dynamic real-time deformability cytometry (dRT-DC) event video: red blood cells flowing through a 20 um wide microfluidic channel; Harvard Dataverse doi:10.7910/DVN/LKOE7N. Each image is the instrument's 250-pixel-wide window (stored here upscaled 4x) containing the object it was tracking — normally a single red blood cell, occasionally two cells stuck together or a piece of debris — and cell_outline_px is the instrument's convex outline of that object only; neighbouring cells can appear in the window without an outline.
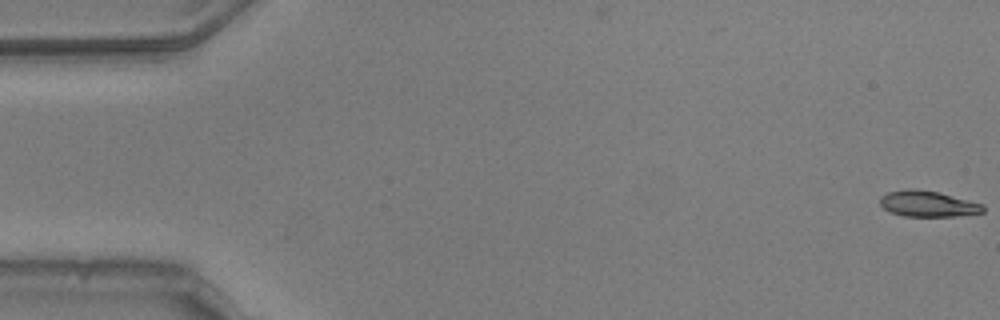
{"species": "common noctule bat (a hibernating species)", "species_latin": "Nyctalus noctula", "temperature_condition": "warm", "stored_images_in_passage": 54, "camera_frame_rate_fps": 3000, "um_per_image_px": 0.085, "animal": {"sex": "male", "body_mass_g": 20.5, "forearm_length_mm": 52.5}, "frame": {"image": 1, "passage_image": 1, "time_ms": 0.0, "image_size_px": [1000, 320], "cell_outline_px": [[984, 212], [956, 216], [904, 216], [892, 212], [884, 208], [880, 204], [880, 196], [888, 192], [908, 188], [912, 188], [940, 192], [984, 204]], "centroid_in_image_um": [78.88, 17.31], "position_along_channel_um": 6.1, "area_um2": 15.61}}
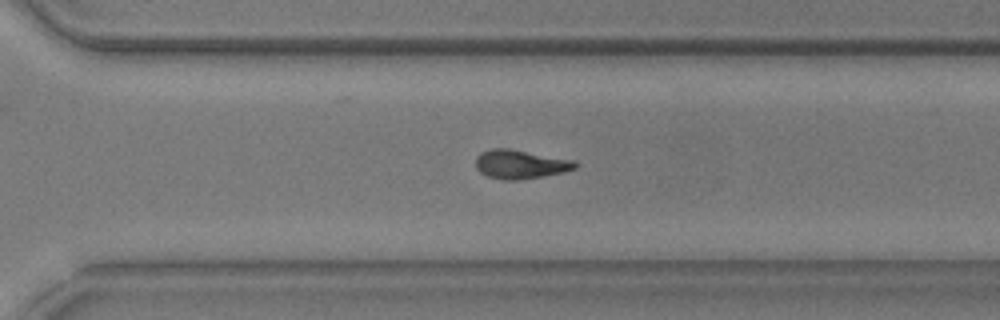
{"frame": {"image": 2, "passage_image": 38, "time_ms": 12.333, "image_size_px": [1000, 320], "cell_outline_px": [[580, 164], [576, 168], [564, 172], [544, 176], [520, 180], [504, 180], [488, 176], [480, 172], [476, 168], [476, 156], [480, 152], [492, 148], [508, 148], [576, 160]], "centroid_in_image_um": [44.26, 13.96], "position_along_channel_um": 326.3, "area_um2": 16.99}}
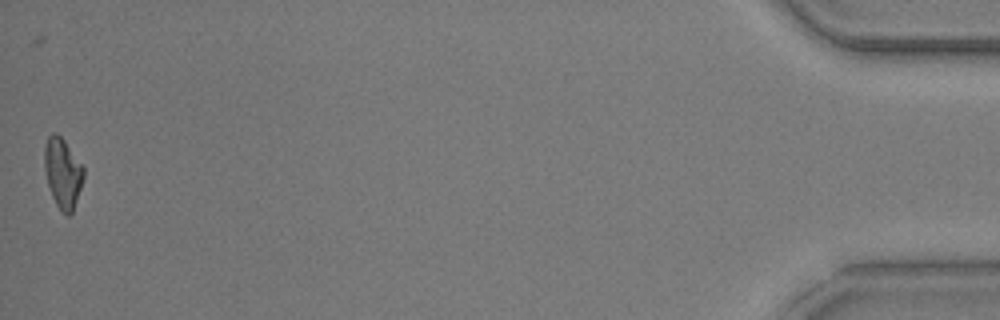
{"frame": {"image": 3, "passage_image": 54, "time_ms": 17.667, "image_size_px": [1000, 320], "cell_outline_px": [[84, 176], [72, 212], [68, 216], [60, 212], [52, 196], [48, 184], [44, 168], [44, 144], [48, 136], [52, 132], [56, 132], [64, 140], [84, 168]], "centroid_in_image_um": [5.31, 14.69], "position_along_channel_um": 429.9, "area_um2": 15.9}, "authors_computed_cell_mechanics": {"area_um2": 16.4152, "velocity_mm_per_s": 3.7793, "shape_relaxation_time_tau1_ms": null, "shape_relaxation_time_tau2_ms": 5.6217, "deformation_change_tau1": null, "deformation_change_tau2": 0.1281}}